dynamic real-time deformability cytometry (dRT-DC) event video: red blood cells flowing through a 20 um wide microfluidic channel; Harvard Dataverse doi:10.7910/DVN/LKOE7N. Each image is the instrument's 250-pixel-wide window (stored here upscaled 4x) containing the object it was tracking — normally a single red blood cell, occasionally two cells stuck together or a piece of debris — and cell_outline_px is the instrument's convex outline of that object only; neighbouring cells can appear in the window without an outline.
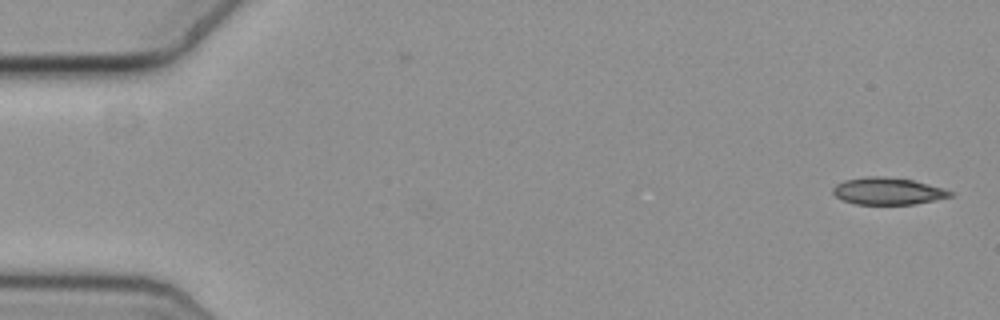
{"species": "common noctule bat (a hibernating species)", "species_latin": "Nyctalus noctula", "temperature_condition": "cold", "stored_images_in_passage": 11, "camera_frame_rate_fps": 3000, "um_per_image_px": 0.085, "animal": {"sex": "female", "body_mass_g": 19.3, "forearm_length_mm": 54.1}, "frame": {"image": 1, "passage_image": 1, "time_ms": 0.0, "image_size_px": [1000, 320], "cell_outline_px": [[952, 196], [916, 204], [856, 204], [844, 200], [836, 196], [832, 192], [832, 188], [836, 184], [844, 180], [868, 176], [880, 176], [912, 180], [940, 188], [952, 192]], "centroid_in_image_um": [75.41, 16.25], "position_along_channel_um": 9.6, "area_um2": 18.15}}